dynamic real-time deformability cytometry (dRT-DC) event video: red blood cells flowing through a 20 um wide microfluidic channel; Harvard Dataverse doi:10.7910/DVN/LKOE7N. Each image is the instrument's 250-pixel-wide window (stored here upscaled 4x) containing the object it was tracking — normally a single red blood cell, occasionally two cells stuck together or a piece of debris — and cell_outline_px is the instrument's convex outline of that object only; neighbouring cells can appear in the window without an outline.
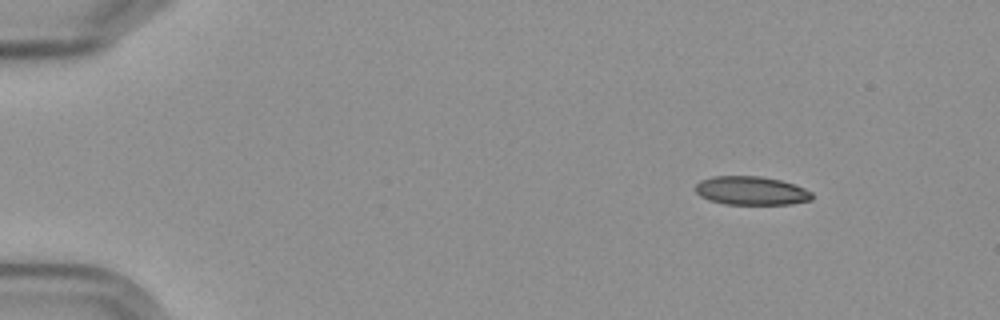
{"species": "Egyptian fruit bat (a non-hibernating species)", "species_latin": "Rousettus aegyptiacus", "temperature_condition": "cold", "stored_images_in_passage": 5, "segment_of_instrument_passage": [1, 2], "camera_frame_rate_fps": 3000, "um_per_image_px": 0.085, "frame": {"image": 1, "passage_image": 1, "time_ms": 0.0, "image_size_px": [1000, 320], "cell_outline_px": [[812, 200], [792, 204], [724, 204], [708, 200], [700, 196], [696, 192], [696, 184], [700, 180], [712, 176], [760, 176], [780, 180], [804, 188], [812, 192]], "centroid_in_image_um": [63.84, 16.21], "position_along_channel_um": 21.2, "area_um2": 19.48}}